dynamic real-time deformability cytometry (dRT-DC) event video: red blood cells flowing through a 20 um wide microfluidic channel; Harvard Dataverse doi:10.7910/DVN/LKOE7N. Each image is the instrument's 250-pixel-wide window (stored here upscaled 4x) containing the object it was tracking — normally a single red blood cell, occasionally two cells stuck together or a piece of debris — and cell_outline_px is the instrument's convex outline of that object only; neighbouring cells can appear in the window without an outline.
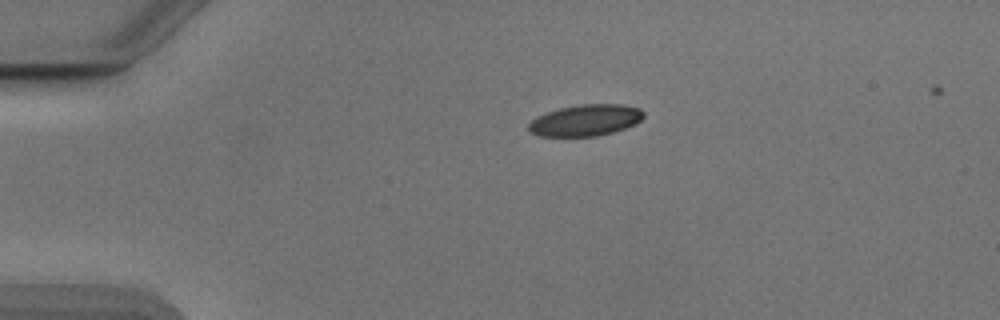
{"species": "Egyptian fruit bat (a non-hibernating species)", "species_latin": "Rousettus aegyptiacus", "temperature_condition": "cold", "stored_images_in_passage": 19, "camera_frame_rate_fps": 3000, "um_per_image_px": 0.085, "animal": {"sex": "male"}, "frame": {"image": 1, "passage_image": 1, "time_ms": 0.0, "image_size_px": [1000, 320], "cell_outline_px": [[644, 116], [636, 124], [612, 132], [596, 136], [540, 136], [532, 132], [528, 128], [528, 124], [536, 116], [560, 108], [580, 104], [624, 104], [640, 108], [644, 112]], "centroid_in_image_um": [49.79, 10.21], "position_along_channel_um": 35.2, "area_um2": 20.98}}
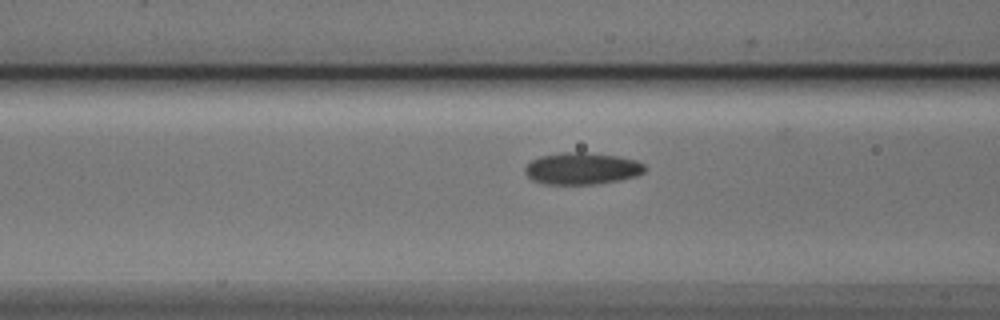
{"frame": {"image": 2, "passage_image": 11, "time_ms": 3.333, "image_size_px": [1000, 320], "cell_outline_px": [[648, 168], [644, 172], [636, 176], [620, 180], [596, 184], [544, 184], [532, 180], [524, 172], [524, 168], [532, 160], [540, 156], [560, 152], [584, 152], [620, 156], [636, 160], [644, 164]], "centroid_in_image_um": [49.48, 14.32], "position_along_channel_um": 117.1, "area_um2": 22.48}}
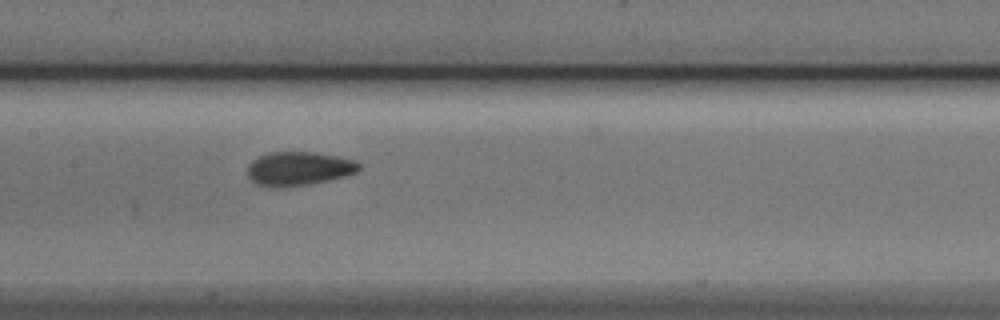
{"frame": {"image": 3, "passage_image": 16, "time_ms": 5.0, "image_size_px": [1000, 320], "cell_outline_px": [[360, 168], [356, 172], [344, 176], [328, 180], [308, 184], [280, 188], [256, 184], [248, 176], [248, 164], [252, 160], [260, 156], [272, 152], [312, 152], [336, 156], [356, 160], [360, 164]], "centroid_in_image_um": [25.39, 14.33], "position_along_channel_um": 182.0, "area_um2": 21.85}}